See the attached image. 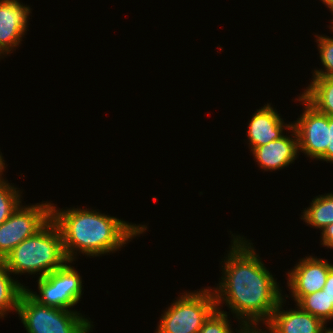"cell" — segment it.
Listing matches in <instances>:
<instances>
[{
	"label": "cell",
	"mask_w": 333,
	"mask_h": 333,
	"mask_svg": "<svg viewBox=\"0 0 333 333\" xmlns=\"http://www.w3.org/2000/svg\"><path fill=\"white\" fill-rule=\"evenodd\" d=\"M231 236L230 250L220 263L221 281L212 288L216 307L221 310L226 303L240 326L257 333L261 328L259 324L269 321L284 295L251 240L235 233Z\"/></svg>",
	"instance_id": "1"
},
{
	"label": "cell",
	"mask_w": 333,
	"mask_h": 333,
	"mask_svg": "<svg viewBox=\"0 0 333 333\" xmlns=\"http://www.w3.org/2000/svg\"><path fill=\"white\" fill-rule=\"evenodd\" d=\"M56 207L52 203L51 220L57 225L65 254L72 262L78 259V254L99 257L115 253L148 229L146 225L132 224L97 209Z\"/></svg>",
	"instance_id": "2"
},
{
	"label": "cell",
	"mask_w": 333,
	"mask_h": 333,
	"mask_svg": "<svg viewBox=\"0 0 333 333\" xmlns=\"http://www.w3.org/2000/svg\"><path fill=\"white\" fill-rule=\"evenodd\" d=\"M3 261L15 276L27 273L41 278L61 268L69 260L64 251L61 233L50 220L35 235L17 245Z\"/></svg>",
	"instance_id": "3"
},
{
	"label": "cell",
	"mask_w": 333,
	"mask_h": 333,
	"mask_svg": "<svg viewBox=\"0 0 333 333\" xmlns=\"http://www.w3.org/2000/svg\"><path fill=\"white\" fill-rule=\"evenodd\" d=\"M16 314L26 333H89L94 327L79 311L39 304L26 290L21 293Z\"/></svg>",
	"instance_id": "4"
},
{
	"label": "cell",
	"mask_w": 333,
	"mask_h": 333,
	"mask_svg": "<svg viewBox=\"0 0 333 333\" xmlns=\"http://www.w3.org/2000/svg\"><path fill=\"white\" fill-rule=\"evenodd\" d=\"M216 309L215 294L209 286L185 291L163 311L155 333H198Z\"/></svg>",
	"instance_id": "5"
},
{
	"label": "cell",
	"mask_w": 333,
	"mask_h": 333,
	"mask_svg": "<svg viewBox=\"0 0 333 333\" xmlns=\"http://www.w3.org/2000/svg\"><path fill=\"white\" fill-rule=\"evenodd\" d=\"M71 264L72 261H68L45 277H38L39 294L27 286L25 290L39 304L71 310L81 301L83 294L82 277Z\"/></svg>",
	"instance_id": "6"
},
{
	"label": "cell",
	"mask_w": 333,
	"mask_h": 333,
	"mask_svg": "<svg viewBox=\"0 0 333 333\" xmlns=\"http://www.w3.org/2000/svg\"><path fill=\"white\" fill-rule=\"evenodd\" d=\"M43 202L34 205H22L21 202L0 225V260H4L17 245L35 235L51 220L52 203Z\"/></svg>",
	"instance_id": "7"
},
{
	"label": "cell",
	"mask_w": 333,
	"mask_h": 333,
	"mask_svg": "<svg viewBox=\"0 0 333 333\" xmlns=\"http://www.w3.org/2000/svg\"><path fill=\"white\" fill-rule=\"evenodd\" d=\"M295 101L304 105L300 118L292 122L298 138L299 153L318 160L329 145V116L318 112L300 94Z\"/></svg>",
	"instance_id": "8"
},
{
	"label": "cell",
	"mask_w": 333,
	"mask_h": 333,
	"mask_svg": "<svg viewBox=\"0 0 333 333\" xmlns=\"http://www.w3.org/2000/svg\"><path fill=\"white\" fill-rule=\"evenodd\" d=\"M333 264L323 258L305 256L286 274L287 287L291 298L296 303L305 295L321 291L324 288L329 271Z\"/></svg>",
	"instance_id": "9"
},
{
	"label": "cell",
	"mask_w": 333,
	"mask_h": 333,
	"mask_svg": "<svg viewBox=\"0 0 333 333\" xmlns=\"http://www.w3.org/2000/svg\"><path fill=\"white\" fill-rule=\"evenodd\" d=\"M20 0H0V59L13 53L28 30L31 8Z\"/></svg>",
	"instance_id": "10"
},
{
	"label": "cell",
	"mask_w": 333,
	"mask_h": 333,
	"mask_svg": "<svg viewBox=\"0 0 333 333\" xmlns=\"http://www.w3.org/2000/svg\"><path fill=\"white\" fill-rule=\"evenodd\" d=\"M286 299L283 297L272 313L265 329L257 333H324L328 327L321 319L302 310L297 304L295 309H283ZM264 330V331H263Z\"/></svg>",
	"instance_id": "11"
},
{
	"label": "cell",
	"mask_w": 333,
	"mask_h": 333,
	"mask_svg": "<svg viewBox=\"0 0 333 333\" xmlns=\"http://www.w3.org/2000/svg\"><path fill=\"white\" fill-rule=\"evenodd\" d=\"M248 124L246 130L248 147L252 151L255 147L268 144L271 141L278 140L292 128V122L285 123L280 113L274 109L270 103L265 104L261 109H256Z\"/></svg>",
	"instance_id": "12"
},
{
	"label": "cell",
	"mask_w": 333,
	"mask_h": 333,
	"mask_svg": "<svg viewBox=\"0 0 333 333\" xmlns=\"http://www.w3.org/2000/svg\"><path fill=\"white\" fill-rule=\"evenodd\" d=\"M288 133L292 134L284 135L250 151L262 171H279L295 162L299 156L298 138L293 127Z\"/></svg>",
	"instance_id": "13"
},
{
	"label": "cell",
	"mask_w": 333,
	"mask_h": 333,
	"mask_svg": "<svg viewBox=\"0 0 333 333\" xmlns=\"http://www.w3.org/2000/svg\"><path fill=\"white\" fill-rule=\"evenodd\" d=\"M300 94L318 112L333 117V78L312 77Z\"/></svg>",
	"instance_id": "14"
},
{
	"label": "cell",
	"mask_w": 333,
	"mask_h": 333,
	"mask_svg": "<svg viewBox=\"0 0 333 333\" xmlns=\"http://www.w3.org/2000/svg\"><path fill=\"white\" fill-rule=\"evenodd\" d=\"M8 269L3 260H0V319L6 317L9 312H17L18 301L25 290V284H21Z\"/></svg>",
	"instance_id": "15"
},
{
	"label": "cell",
	"mask_w": 333,
	"mask_h": 333,
	"mask_svg": "<svg viewBox=\"0 0 333 333\" xmlns=\"http://www.w3.org/2000/svg\"><path fill=\"white\" fill-rule=\"evenodd\" d=\"M302 211L301 219L311 228L322 231L333 223V193L316 196Z\"/></svg>",
	"instance_id": "16"
},
{
	"label": "cell",
	"mask_w": 333,
	"mask_h": 333,
	"mask_svg": "<svg viewBox=\"0 0 333 333\" xmlns=\"http://www.w3.org/2000/svg\"><path fill=\"white\" fill-rule=\"evenodd\" d=\"M296 304L302 310L321 319L325 324L331 319L333 321V301L324 289L301 297Z\"/></svg>",
	"instance_id": "17"
},
{
	"label": "cell",
	"mask_w": 333,
	"mask_h": 333,
	"mask_svg": "<svg viewBox=\"0 0 333 333\" xmlns=\"http://www.w3.org/2000/svg\"><path fill=\"white\" fill-rule=\"evenodd\" d=\"M22 192L19 188L0 178V225L5 222L12 212L22 202Z\"/></svg>",
	"instance_id": "18"
},
{
	"label": "cell",
	"mask_w": 333,
	"mask_h": 333,
	"mask_svg": "<svg viewBox=\"0 0 333 333\" xmlns=\"http://www.w3.org/2000/svg\"><path fill=\"white\" fill-rule=\"evenodd\" d=\"M314 36H316L319 58L324 69L312 70V77L333 78V36L329 37L321 34Z\"/></svg>",
	"instance_id": "19"
},
{
	"label": "cell",
	"mask_w": 333,
	"mask_h": 333,
	"mask_svg": "<svg viewBox=\"0 0 333 333\" xmlns=\"http://www.w3.org/2000/svg\"><path fill=\"white\" fill-rule=\"evenodd\" d=\"M230 313L224 310H215L204 322L198 333H235L230 324ZM240 327V328H239ZM236 333H250L244 326H239Z\"/></svg>",
	"instance_id": "20"
},
{
	"label": "cell",
	"mask_w": 333,
	"mask_h": 333,
	"mask_svg": "<svg viewBox=\"0 0 333 333\" xmlns=\"http://www.w3.org/2000/svg\"><path fill=\"white\" fill-rule=\"evenodd\" d=\"M318 160L333 164V117H329V145L326 152Z\"/></svg>",
	"instance_id": "21"
},
{
	"label": "cell",
	"mask_w": 333,
	"mask_h": 333,
	"mask_svg": "<svg viewBox=\"0 0 333 333\" xmlns=\"http://www.w3.org/2000/svg\"><path fill=\"white\" fill-rule=\"evenodd\" d=\"M320 243L326 248H333V223L329 224L321 231Z\"/></svg>",
	"instance_id": "22"
},
{
	"label": "cell",
	"mask_w": 333,
	"mask_h": 333,
	"mask_svg": "<svg viewBox=\"0 0 333 333\" xmlns=\"http://www.w3.org/2000/svg\"><path fill=\"white\" fill-rule=\"evenodd\" d=\"M323 289L326 291L331 301H333V268L328 273L326 283Z\"/></svg>",
	"instance_id": "23"
},
{
	"label": "cell",
	"mask_w": 333,
	"mask_h": 333,
	"mask_svg": "<svg viewBox=\"0 0 333 333\" xmlns=\"http://www.w3.org/2000/svg\"><path fill=\"white\" fill-rule=\"evenodd\" d=\"M5 165L6 164H5V160L3 158L2 152H0V178H3L2 175L6 169Z\"/></svg>",
	"instance_id": "24"
},
{
	"label": "cell",
	"mask_w": 333,
	"mask_h": 333,
	"mask_svg": "<svg viewBox=\"0 0 333 333\" xmlns=\"http://www.w3.org/2000/svg\"><path fill=\"white\" fill-rule=\"evenodd\" d=\"M322 3L327 6V8L330 10V13L333 14V0H321Z\"/></svg>",
	"instance_id": "25"
},
{
	"label": "cell",
	"mask_w": 333,
	"mask_h": 333,
	"mask_svg": "<svg viewBox=\"0 0 333 333\" xmlns=\"http://www.w3.org/2000/svg\"><path fill=\"white\" fill-rule=\"evenodd\" d=\"M324 333H333V328H328Z\"/></svg>",
	"instance_id": "26"
},
{
	"label": "cell",
	"mask_w": 333,
	"mask_h": 333,
	"mask_svg": "<svg viewBox=\"0 0 333 333\" xmlns=\"http://www.w3.org/2000/svg\"><path fill=\"white\" fill-rule=\"evenodd\" d=\"M333 15V14H332ZM333 18V17H332ZM331 23V25L329 26V28L331 29V31H333V19L330 21Z\"/></svg>",
	"instance_id": "27"
}]
</instances>
